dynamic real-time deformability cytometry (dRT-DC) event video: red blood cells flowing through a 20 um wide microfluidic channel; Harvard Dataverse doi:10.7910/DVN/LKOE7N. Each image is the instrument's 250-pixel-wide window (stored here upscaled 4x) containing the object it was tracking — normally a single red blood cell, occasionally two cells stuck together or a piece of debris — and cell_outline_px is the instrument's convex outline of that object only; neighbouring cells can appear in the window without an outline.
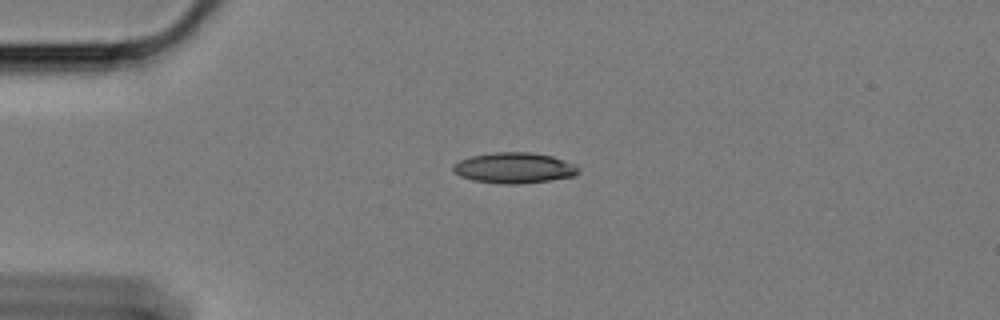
{"species": "Egyptian fruit bat (a non-hibernating species)", "species_latin": "Rousettus aegyptiacus", "temperature_condition": "cold", "stored_images_in_passage": 40, "camera_frame_rate_fps": 3000, "um_per_image_px": 0.085, "animal": {"sex": "female"}, "frame": {"image": 1, "passage_image": 1, "time_ms": 0.0, "image_size_px": [1000, 320], "cell_outline_px": [[580, 172], [576, 176], [520, 184], [504, 184], [472, 180], [460, 176], [452, 168], [452, 164], [460, 160], [472, 156], [492, 152], [528, 152], [552, 156], [564, 160], [580, 168]], "centroid_in_image_um": [43.71, 14.27], "position_along_channel_um": 41.3, "area_um2": 22.37}}
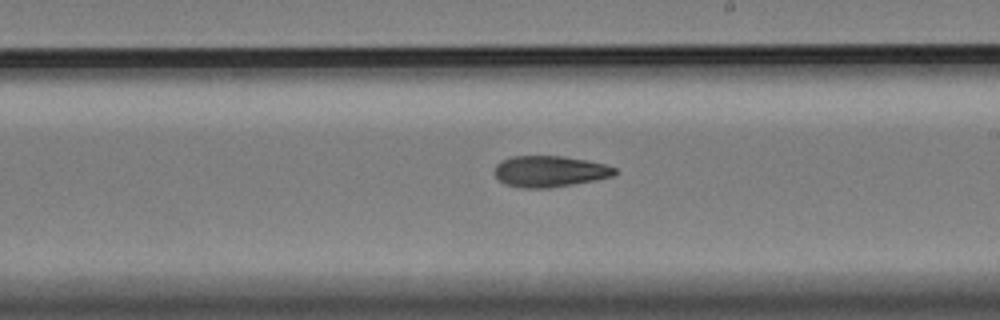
{"frame": {"image": 2, "passage_image": 21, "time_ms": 6.667, "image_size_px": [1000, 320], "cell_outline_px": [[616, 172], [612, 176], [596, 180], [548, 188], [520, 188], [504, 184], [496, 176], [496, 164], [500, 160], [512, 156], [560, 156], [584, 160], [604, 164], [616, 168]], "centroid_in_image_um": [46.69, 14.57], "position_along_channel_um": 242.3, "area_um2": 21.68}}
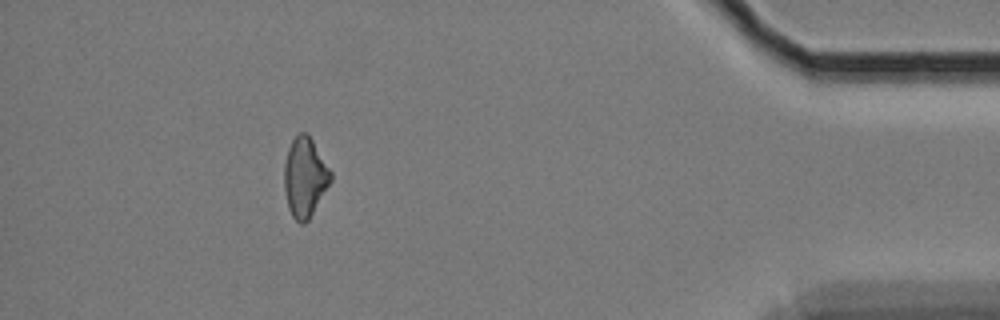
{"frame": {"image": 3, "passage_image": 40, "time_ms": 13.0, "image_size_px": [1000, 320], "cell_outline_px": [[332, 180], [308, 220], [304, 224], [300, 224], [292, 216], [288, 208], [284, 188], [284, 164], [288, 148], [292, 140], [300, 132], [308, 132], [332, 172]], "centroid_in_image_um": [25.91, 15.05], "position_along_channel_um": 409.3, "area_um2": 21.62}, "authors_computed_cell_mechanics": {"area_um2": 22.2819, "velocity_mm_per_s": 3.4129, "shape_relaxation_time_tau1_ms": 4.6522, "shape_relaxation_time_tau2_ms": 9.2803, "deformation_change_tau1": 0.1075, "deformation_change_tau2": 0.1771}}